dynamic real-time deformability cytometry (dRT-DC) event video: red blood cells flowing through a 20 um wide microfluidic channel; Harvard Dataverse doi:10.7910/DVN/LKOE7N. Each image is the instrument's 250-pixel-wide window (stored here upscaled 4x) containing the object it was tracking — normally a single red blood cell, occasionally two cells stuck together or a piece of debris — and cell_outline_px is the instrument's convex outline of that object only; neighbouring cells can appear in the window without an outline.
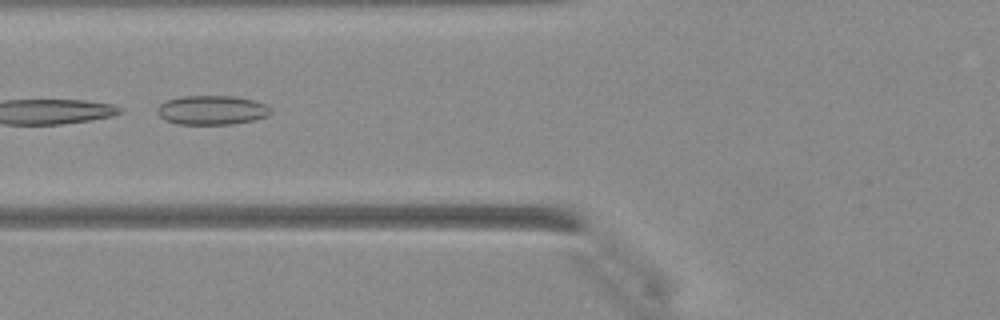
{"species": "Egyptian fruit bat (a non-hibernating species)", "species_latin": "Rousettus aegyptiacus", "temperature_condition": "warm", "stored_images_in_passage": 29, "camera_frame_rate_fps": 3000, "um_per_image_px": 0.085, "animal": {"sex": "female"}, "frame": {"image": 1, "passage_image": 8, "time_ms": 2.333, "image_size_px": [1000, 320], "cell_outline_px": [[272, 112], [268, 116], [252, 120], [232, 124], [176, 124], [164, 120], [156, 112], [156, 108], [160, 104], [168, 100], [184, 96], [232, 96], [252, 100], [264, 104], [272, 108]], "centroid_in_image_um": [17.99, 9.36], "position_along_channel_um": 107.8, "area_um2": 19.31}}